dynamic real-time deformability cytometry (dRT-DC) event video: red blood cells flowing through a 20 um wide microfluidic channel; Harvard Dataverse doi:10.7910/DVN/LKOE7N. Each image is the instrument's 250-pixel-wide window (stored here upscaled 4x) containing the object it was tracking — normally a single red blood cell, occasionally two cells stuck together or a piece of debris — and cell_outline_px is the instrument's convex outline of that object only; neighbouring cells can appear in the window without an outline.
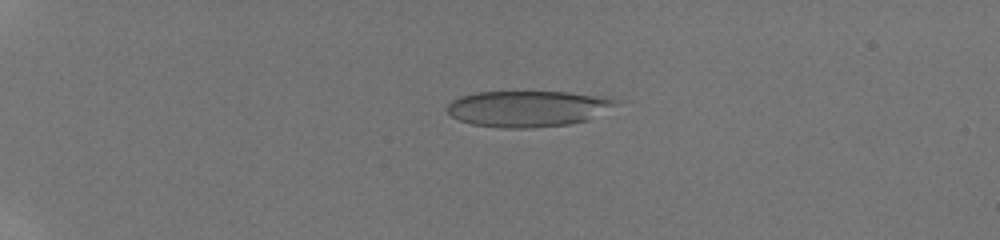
{"species": "human", "species_latin": "Homo sapiens", "temperature_condition": "room temperature", "stored_images_in_passage": 34, "camera_frame_rate_fps": 3000, "um_per_image_px": 0.085, "donor": {"sex": "male"}, "frame": {"image": 1, "passage_image": 5, "time_ms": 4.333, "image_size_px": [1000, 240], "cell_outline_px": [[624, 100], [588, 120], [568, 124], [532, 128], [500, 128], [472, 124], [460, 120], [452, 116], [448, 112], [448, 104], [452, 100], [460, 96], [476, 92], [568, 92], [604, 96]], "centroid_in_image_um": [44.89, 9.23], "position_along_channel_um": 40.1, "area_um2": 35.55}}
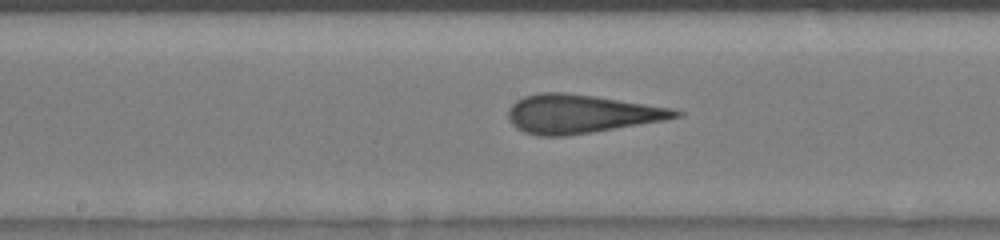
{"frame": {"image": 2, "passage_image": 18, "time_ms": 10.0, "image_size_px": [1000, 240], "cell_outline_px": [[684, 116], [664, 120], [592, 132], [564, 136], [540, 136], [524, 132], [516, 128], [508, 120], [508, 108], [516, 100], [524, 96], [540, 92], [564, 92], [592, 96], [672, 108], [684, 112]], "centroid_in_image_um": [49.35, 9.68], "position_along_channel_um": 198.9, "area_um2": 37.45}}
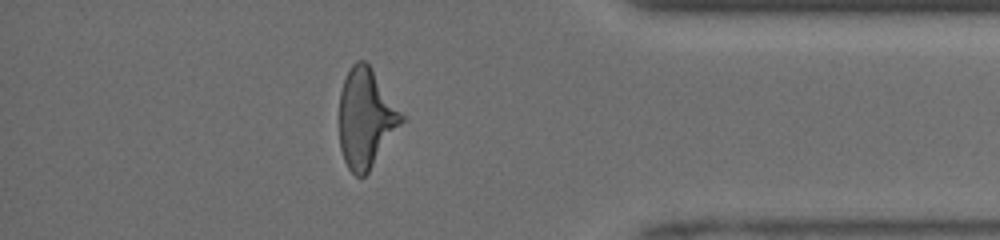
{"frame": {"image": 3, "passage_image": 30, "time_ms": 15.333, "image_size_px": [1000, 240], "cell_outline_px": [[404, 120], [368, 172], [364, 176], [356, 176], [348, 168], [344, 160], [340, 148], [340, 92], [344, 80], [352, 64], [356, 60], [364, 60], [368, 64], [404, 116]], "centroid_in_image_um": [31.08, 10.06], "position_along_channel_um": 404.1, "area_um2": 35.2}, "authors_computed_cell_mechanics": {"area_um2": 36.703, "velocity_mm_per_s": 4.1772, "shape_relaxation_time_tau1_ms": 6.9573, "shape_relaxation_time_tau2_ms": 1.0311, "deformation_change_tau1": 0.2533, "deformation_change_tau2": 0.1199}}